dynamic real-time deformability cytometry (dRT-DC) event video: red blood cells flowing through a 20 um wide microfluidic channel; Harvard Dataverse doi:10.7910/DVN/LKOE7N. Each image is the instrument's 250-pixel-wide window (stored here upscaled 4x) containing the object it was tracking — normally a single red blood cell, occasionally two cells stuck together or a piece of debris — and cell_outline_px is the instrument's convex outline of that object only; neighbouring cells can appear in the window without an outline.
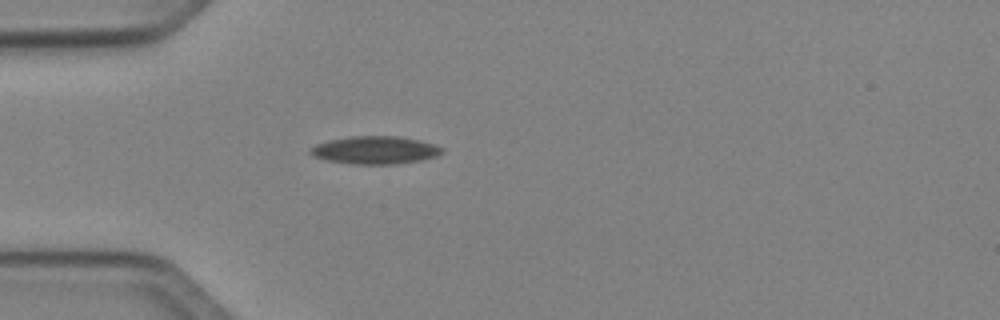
{"species": "Egyptian fruit bat (a non-hibernating species)", "species_latin": "Rousettus aegyptiacus", "temperature_condition": "cold", "stored_images_in_passage": 5, "camera_frame_rate_fps": 3000, "um_per_image_px": 0.085, "animal": {"sex": "female"}, "frame": {"image": 1, "passage_image": 5, "time_ms": 4.667, "image_size_px": [1000, 320], "cell_outline_px": [[444, 152], [440, 156], [424, 160], [396, 164], [352, 164], [324, 160], [312, 156], [308, 152], [308, 148], [316, 144], [328, 140], [352, 136], [396, 136], [416, 140], [432, 144], [444, 148]], "centroid_in_image_um": [31.86, 12.77], "position_along_channel_um": 53.1, "area_um2": 21.62}}